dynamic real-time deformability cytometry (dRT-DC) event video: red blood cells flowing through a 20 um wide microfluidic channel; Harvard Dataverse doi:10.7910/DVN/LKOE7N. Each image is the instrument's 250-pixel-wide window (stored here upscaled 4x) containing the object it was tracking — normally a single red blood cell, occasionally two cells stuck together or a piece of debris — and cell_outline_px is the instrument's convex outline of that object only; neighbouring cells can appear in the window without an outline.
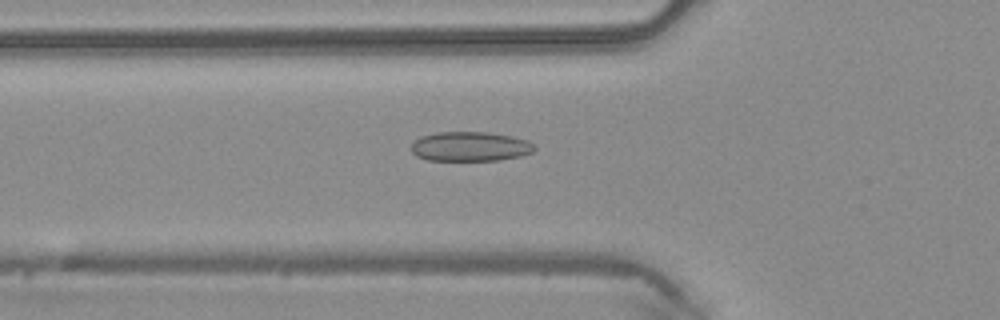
{"species": "common noctule bat (a hibernating species)", "species_latin": "Nyctalus noctula", "temperature_condition": "warm", "stored_images_in_passage": 36, "camera_frame_rate_fps": 3000, "um_per_image_px": 0.085, "animal": {"sex": "male", "body_mass_g": 20.4}, "frame": {"image": 1, "passage_image": 7, "time_ms": 2.0, "image_size_px": [1000, 320], "cell_outline_px": [[536, 148], [532, 152], [520, 156], [500, 160], [428, 160], [416, 156], [412, 152], [412, 144], [420, 136], [440, 132], [488, 132], [512, 136], [528, 140]], "centroid_in_image_um": [39.97, 12.45], "position_along_channel_um": 85.8, "area_um2": 21.15}}
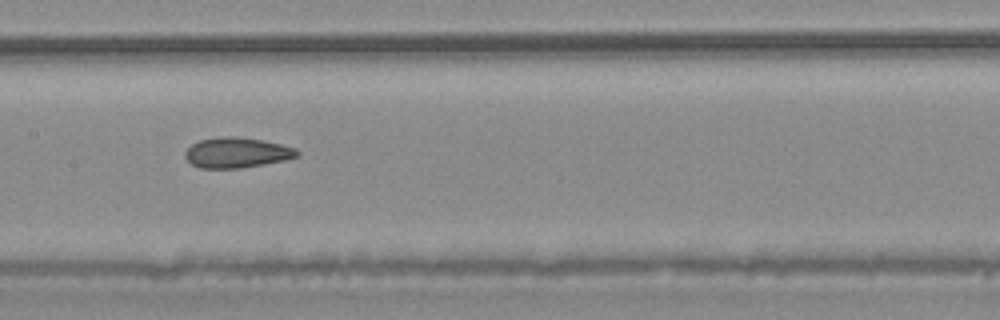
{"frame": {"image": 2, "passage_image": 14, "time_ms": 4.333, "image_size_px": [1000, 320], "cell_outline_px": [[300, 152], [296, 156], [284, 160], [264, 164], [240, 168], [200, 168], [192, 164], [184, 156], [184, 152], [192, 144], [200, 140], [228, 136], [236, 136], [264, 140], [296, 148]], "centroid_in_image_um": [20.12, 12.97], "position_along_channel_um": 187.3, "area_um2": 19.65}}
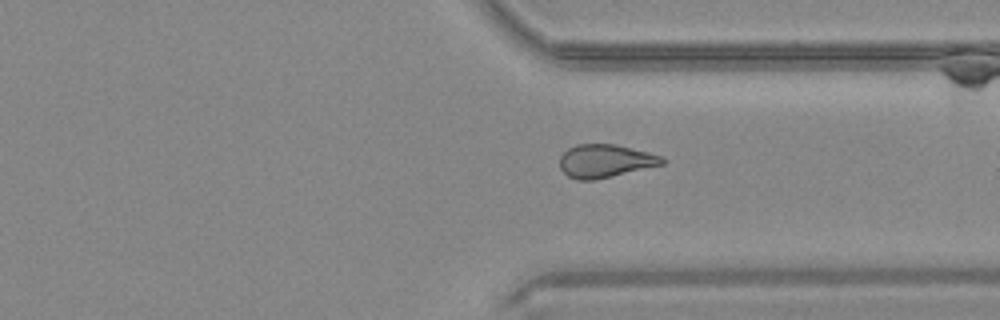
{"frame": {"image": 3, "passage_image": 26, "time_ms": 8.333, "image_size_px": [1000, 320], "cell_outline_px": [[664, 164], [592, 180], [576, 180], [568, 176], [560, 168], [560, 156], [568, 148], [576, 144], [616, 144], [648, 152], [660, 156], [664, 160]], "centroid_in_image_um": [51.4, 13.67], "position_along_channel_um": 360.0, "area_um2": 19.54}}